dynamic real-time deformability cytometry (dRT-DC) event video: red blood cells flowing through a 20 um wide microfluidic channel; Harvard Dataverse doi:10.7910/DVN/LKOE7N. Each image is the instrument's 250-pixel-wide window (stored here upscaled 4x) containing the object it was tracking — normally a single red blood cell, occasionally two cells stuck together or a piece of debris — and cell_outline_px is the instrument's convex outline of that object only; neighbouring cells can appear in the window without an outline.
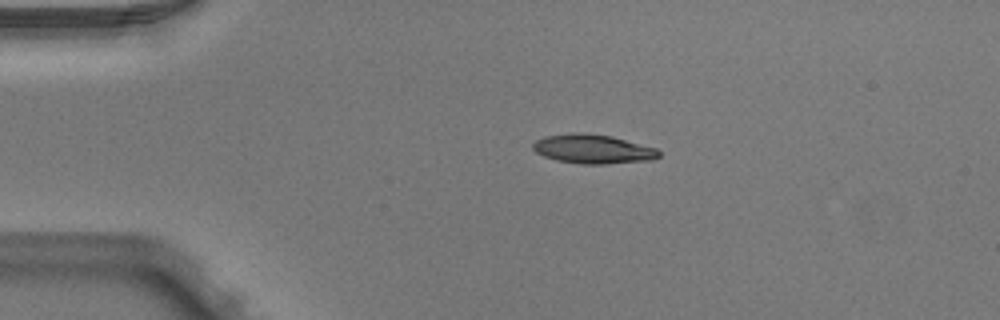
{"species": "Egyptian fruit bat (a non-hibernating species)", "species_latin": "Rousettus aegyptiacus", "temperature_condition": "warm", "stored_images_in_passage": 2, "camera_frame_rate_fps": 3000, "um_per_image_px": 0.085, "animal": {"sex": "male"}, "frame": {"image": 1, "passage_image": 1, "time_ms": 0.0, "image_size_px": [1000, 320], "cell_outline_px": [[660, 156], [652, 160], [604, 164], [584, 164], [556, 160], [544, 156], [536, 152], [532, 148], [532, 144], [536, 140], [544, 136], [572, 132], [580, 132], [612, 136], [656, 148], [660, 152]], "centroid_in_image_um": [50.39, 12.66], "position_along_channel_um": 34.6, "area_um2": 21.44}}